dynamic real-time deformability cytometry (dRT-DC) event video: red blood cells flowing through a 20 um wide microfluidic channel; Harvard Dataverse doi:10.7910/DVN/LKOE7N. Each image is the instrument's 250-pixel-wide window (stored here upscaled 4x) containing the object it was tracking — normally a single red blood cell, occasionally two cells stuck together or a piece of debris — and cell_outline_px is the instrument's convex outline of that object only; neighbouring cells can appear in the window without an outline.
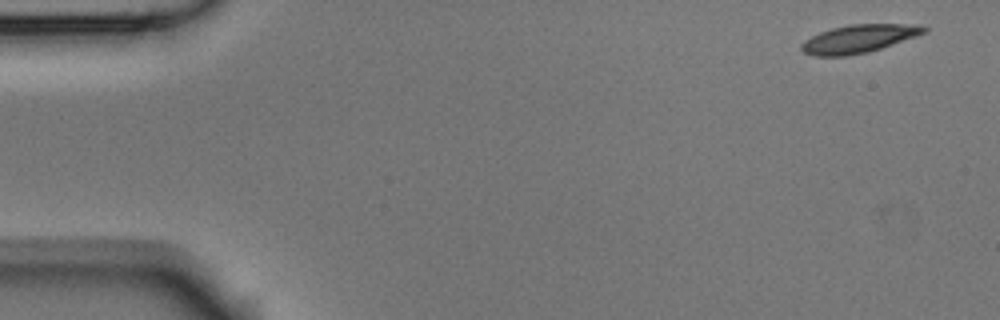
{"species": "Egyptian fruit bat (a non-hibernating species)", "species_latin": "Rousettus aegyptiacus", "temperature_condition": "room temperature", "stored_images_in_passage": 4, "camera_frame_rate_fps": 3000, "um_per_image_px": 0.085, "animal": {"sex": "male"}, "frame": {"image": 1, "passage_image": 1, "time_ms": 0.0, "image_size_px": [1000, 320], "cell_outline_px": [[928, 32], [868, 52], [848, 56], [812, 56], [804, 52], [800, 48], [800, 44], [812, 36], [820, 32], [832, 28], [852, 24], [920, 24], [928, 28]], "centroid_in_image_um": [73.01, 3.29], "position_along_channel_um": 12.0, "area_um2": 20.06}}